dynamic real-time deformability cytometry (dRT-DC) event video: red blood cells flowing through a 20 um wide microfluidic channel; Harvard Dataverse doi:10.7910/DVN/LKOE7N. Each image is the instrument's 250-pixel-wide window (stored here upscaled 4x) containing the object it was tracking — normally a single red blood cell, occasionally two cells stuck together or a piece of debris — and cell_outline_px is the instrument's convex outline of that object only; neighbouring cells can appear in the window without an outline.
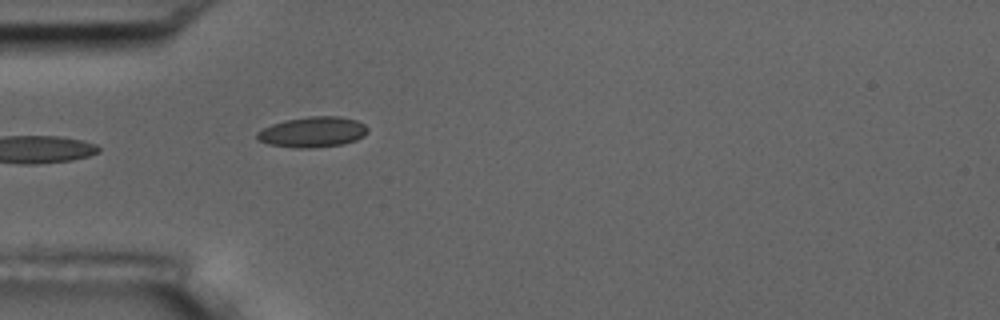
{"species": "common noctule bat (a hibernating species)", "species_latin": "Nyctalus noctula", "temperature_condition": "room temperature", "stored_images_in_passage": 1, "camera_frame_rate_fps": 3000, "um_per_image_px": 0.085, "animal": {"sex": "male", "body_mass_g": 17.5, "forearm_length_mm": 52.3}, "frame": {"image": 1, "passage_image": 1, "time_ms": 0.0, "image_size_px": [1000, 320], "cell_outline_px": [[368, 132], [364, 136], [356, 140], [344, 144], [312, 148], [296, 148], [268, 144], [256, 140], [256, 132], [272, 124], [284, 120], [308, 116], [340, 116], [356, 120], [364, 124], [368, 128]], "centroid_in_image_um": [26.57, 11.22], "position_along_channel_um": 58.4, "area_um2": 19.88}}